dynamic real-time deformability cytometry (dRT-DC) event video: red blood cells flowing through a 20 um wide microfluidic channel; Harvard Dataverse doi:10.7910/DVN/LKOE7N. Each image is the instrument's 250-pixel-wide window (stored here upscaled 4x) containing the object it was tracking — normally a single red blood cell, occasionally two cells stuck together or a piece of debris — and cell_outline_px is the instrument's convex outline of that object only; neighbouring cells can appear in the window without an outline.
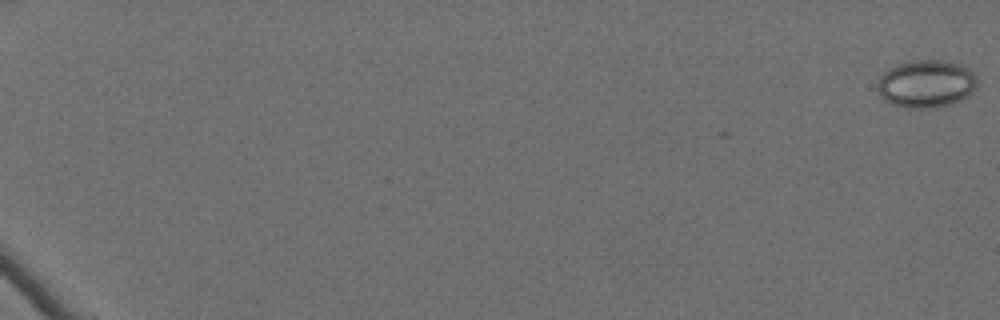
{"species": "Egyptian fruit bat (a non-hibernating species)", "species_latin": "Rousettus aegyptiacus", "temperature_condition": "cold", "stored_images_in_passage": 5, "camera_frame_rate_fps": 3000, "um_per_image_px": 0.085, "animal": {"sex": "female"}, "frame": {"image": 1, "passage_image": 1, "time_ms": 0.0, "image_size_px": [1000, 320], "cell_outline_px": [[976, 88], [968, 96], [960, 100], [948, 104], [932, 108], [904, 108], [892, 104], [884, 100], [880, 96], [876, 88], [876, 84], [880, 76], [888, 68], [896, 64], [912, 60], [940, 60], [960, 64], [968, 68], [976, 76]], "centroid_in_image_um": [78.68, 7.12], "position_along_channel_um": 6.3, "area_um2": 27.98}}